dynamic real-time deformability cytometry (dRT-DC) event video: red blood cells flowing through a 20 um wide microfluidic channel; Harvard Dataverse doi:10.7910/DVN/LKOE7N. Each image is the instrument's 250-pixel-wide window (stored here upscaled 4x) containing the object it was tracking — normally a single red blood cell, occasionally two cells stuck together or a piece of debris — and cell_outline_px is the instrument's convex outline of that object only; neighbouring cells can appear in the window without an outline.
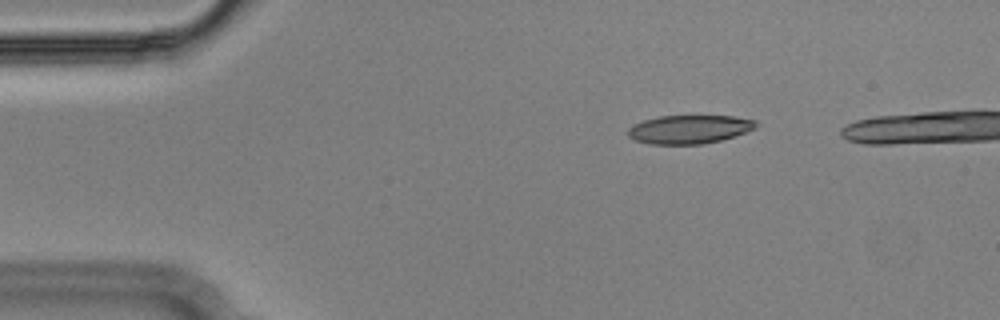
{"species": "Egyptian fruit bat (a non-hibernating species)", "species_latin": "Rousettus aegyptiacus", "temperature_condition": "cold", "stored_images_in_passage": 43, "camera_frame_rate_fps": 3000, "um_per_image_px": 0.085, "animal": {"sex": "male"}, "frame": {"image": 1, "passage_image": 3, "time_ms": 0.667, "image_size_px": [1000, 320], "cell_outline_px": [[760, 124], [756, 128], [720, 140], [700, 144], [648, 144], [636, 140], [628, 136], [628, 128], [632, 124], [644, 120], [660, 116], [732, 116], [756, 120]], "centroid_in_image_um": [58.58, 10.98], "position_along_channel_um": 26.4, "area_um2": 21.21}}
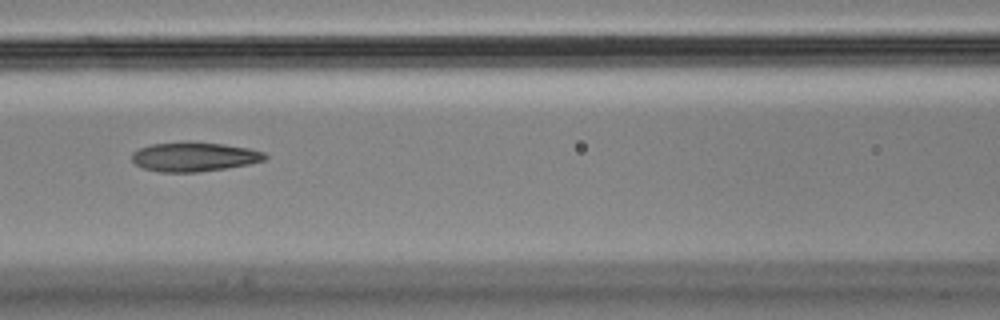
{"frame": {"image": 2, "passage_image": 18, "time_ms": 5.667, "image_size_px": [1000, 320], "cell_outline_px": [[268, 156], [264, 160], [248, 164], [224, 168], [196, 172], [160, 172], [144, 168], [136, 164], [132, 160], [132, 152], [140, 148], [152, 144], [188, 140], [224, 144], [248, 148], [264, 152]], "centroid_in_image_um": [16.49, 13.3], "position_along_channel_um": 150.1, "area_um2": 22.83}}
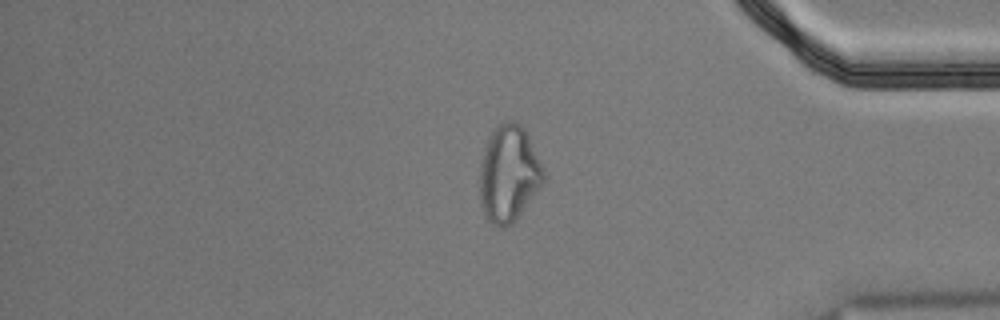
{"frame": {"image": 3, "passage_image": 40, "time_ms": 13.0, "image_size_px": [1000, 320], "cell_outline_px": [[544, 180], [540, 188], [516, 220], [512, 224], [504, 228], [492, 224], [488, 220], [480, 204], [480, 160], [484, 144], [492, 128], [500, 120], [512, 120], [520, 124], [524, 128], [528, 136], [544, 172]], "centroid_in_image_um": [43.2, 14.73], "position_along_channel_um": 392.0, "area_um2": 36.3}, "authors_computed_cell_mechanics": {"area_um2": 22.9466, "velocity_mm_per_s": 3.635, "shape_relaxation_time_tau1_ms": null, "shape_relaxation_time_tau2_ms": 5.0502, "deformation_change_tau1": null, "deformation_change_tau2": 0.1345}}